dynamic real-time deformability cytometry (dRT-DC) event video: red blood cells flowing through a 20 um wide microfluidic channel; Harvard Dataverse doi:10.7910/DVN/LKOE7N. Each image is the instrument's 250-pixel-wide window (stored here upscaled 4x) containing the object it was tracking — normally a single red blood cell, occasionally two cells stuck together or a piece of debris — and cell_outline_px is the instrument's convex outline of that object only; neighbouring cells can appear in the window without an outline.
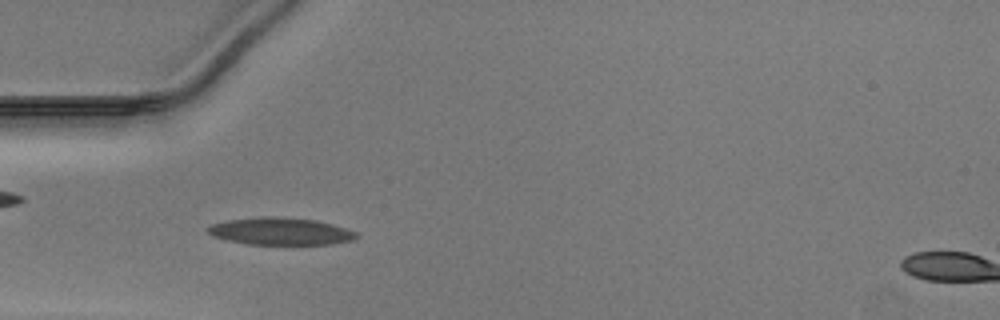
{"species": "Egyptian fruit bat (a non-hibernating species)", "species_latin": "Rousettus aegyptiacus", "temperature_condition": "warm", "stored_images_in_passage": 35, "camera_frame_rate_fps": 3000, "um_per_image_px": 0.085, "animal": {"sex": "male"}, "frame": {"image": 1, "passage_image": 9, "time_ms": 2.667, "image_size_px": [1000, 320], "cell_outline_px": [[360, 236], [352, 240], [328, 244], [248, 244], [228, 240], [212, 236], [204, 228], [212, 224], [228, 220], [256, 216], [280, 216], [316, 220], [332, 224], [356, 232]], "centroid_in_image_um": [23.8, 19.64], "position_along_channel_um": 61.2, "area_um2": 23.7}}
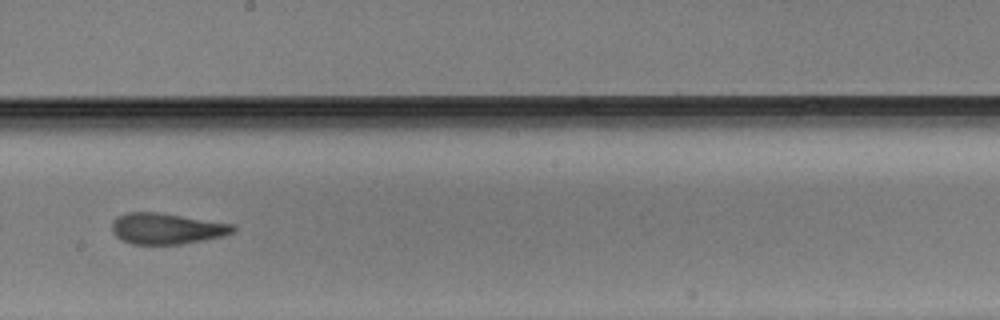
{"frame": {"image": 2, "passage_image": 22, "time_ms": 7.0, "image_size_px": [1000, 320], "cell_outline_px": [[236, 228], [232, 232], [224, 236], [180, 244], [132, 244], [120, 240], [112, 232], [112, 220], [116, 216], [124, 212], [160, 212], [236, 224]], "centroid_in_image_um": [14.14, 19.41], "position_along_channel_um": 234.1, "area_um2": 22.2}}
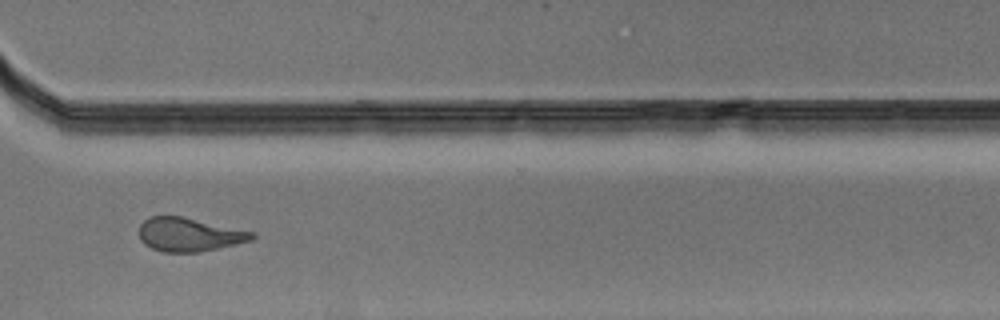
{"frame": {"image": 3, "passage_image": 31, "time_ms": 10.0, "image_size_px": [1000, 320], "cell_outline_px": [[256, 236], [252, 240], [216, 248], [196, 252], [164, 252], [152, 248], [144, 244], [140, 240], [140, 224], [144, 220], [152, 216], [180, 216], [256, 232]], "centroid_in_image_um": [16.08, 19.93], "position_along_channel_um": 354.5, "area_um2": 21.91}}